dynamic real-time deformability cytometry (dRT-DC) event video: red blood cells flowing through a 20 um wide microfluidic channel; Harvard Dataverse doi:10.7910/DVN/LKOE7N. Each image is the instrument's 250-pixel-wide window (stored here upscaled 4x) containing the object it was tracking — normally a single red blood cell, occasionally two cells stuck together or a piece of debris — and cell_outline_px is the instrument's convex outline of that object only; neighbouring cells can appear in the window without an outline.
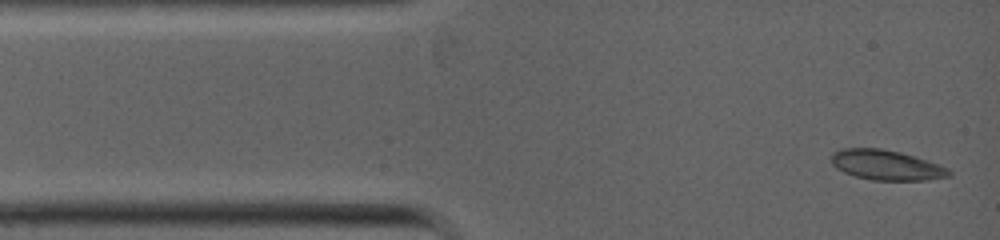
{"species": "common noctule bat (a hibernating species)", "species_latin": "Nyctalus noctula", "temperature_condition": "warm", "stored_images_in_passage": 34, "camera_frame_rate_fps": 5000, "um_per_image_px": 0.085, "animal": {"sex": "female", "body_mass_g": 19.0, "forearm_length_mm": 53.3}, "frame": {"image": 1, "passage_image": 1, "time_ms": 0.0, "image_size_px": [1000, 240], "cell_outline_px": [[952, 176], [928, 180], [872, 180], [856, 176], [844, 172], [836, 168], [832, 164], [832, 152], [840, 148], [880, 148], [900, 152], [916, 156], [948, 168], [952, 172]], "centroid_in_image_um": [75.35, 14.02], "position_along_channel_um": 9.6, "area_um2": 20.69}}
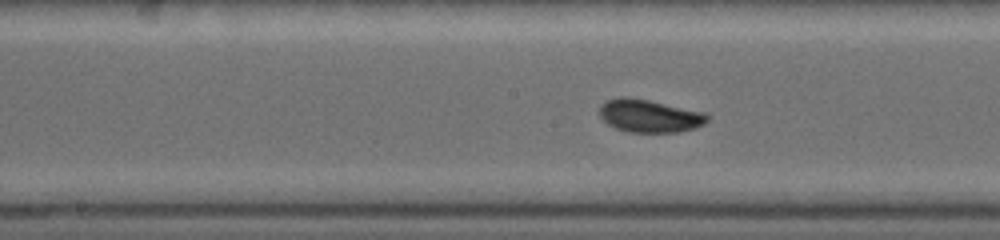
{"frame": {"image": 2, "passage_image": 15, "time_ms": 4.8, "image_size_px": [1000, 240], "cell_outline_px": [[708, 120], [704, 124], [696, 128], [680, 132], [628, 132], [616, 128], [608, 124], [600, 116], [600, 104], [608, 100], [620, 96], [628, 96], [708, 112]], "centroid_in_image_um": [55.24, 9.84], "position_along_channel_um": 193.0, "area_um2": 20.87}}
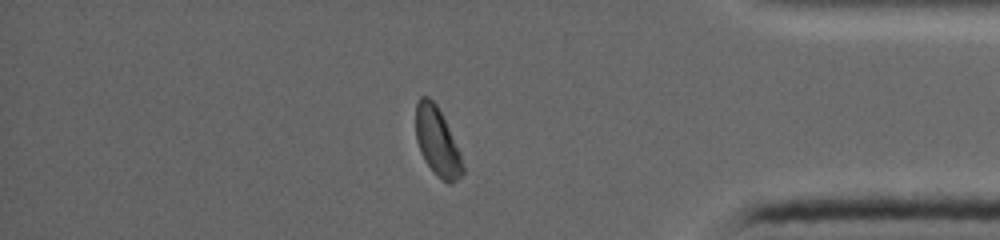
{"frame": {"image": 3, "passage_image": 29, "time_ms": 9.4, "image_size_px": [1000, 240], "cell_outline_px": [[464, 172], [452, 184], [448, 184], [424, 160], [420, 152], [416, 140], [416, 104], [420, 96], [428, 96], [436, 104], [460, 152], [464, 168]], "centroid_in_image_um": [37.16, 12.03], "position_along_channel_um": 398.0, "area_um2": 18.26}}